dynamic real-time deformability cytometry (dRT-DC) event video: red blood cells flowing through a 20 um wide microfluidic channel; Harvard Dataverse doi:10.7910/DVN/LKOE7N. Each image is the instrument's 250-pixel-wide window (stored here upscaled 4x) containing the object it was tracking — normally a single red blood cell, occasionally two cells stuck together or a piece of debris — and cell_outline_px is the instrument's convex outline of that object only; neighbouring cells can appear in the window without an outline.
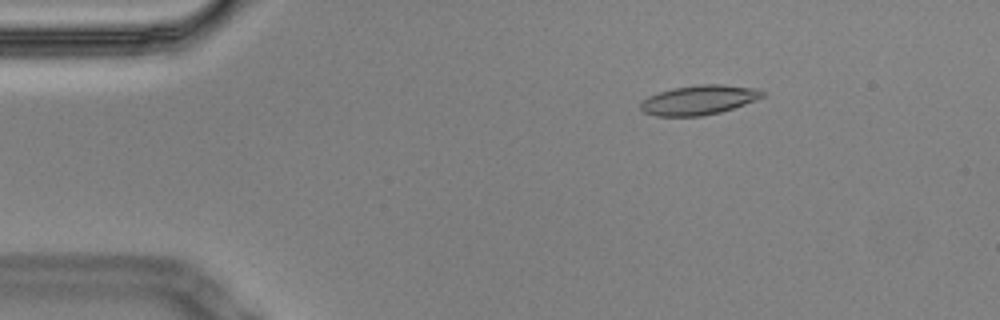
{"species": "Egyptian fruit bat (a non-hibernating species)", "species_latin": "Rousettus aegyptiacus", "temperature_condition": "cold", "stored_images_in_passage": 4, "camera_frame_rate_fps": 3000, "um_per_image_px": 0.085, "animal": {"sex": "male"}, "frame": {"image": 1, "passage_image": 2, "time_ms": 0.333, "image_size_px": [1000, 320], "cell_outline_px": [[764, 96], [756, 100], [720, 112], [700, 116], [656, 116], [644, 112], [640, 108], [640, 104], [648, 96], [672, 88], [700, 84], [724, 84], [760, 88], [764, 92]], "centroid_in_image_um": [59.44, 8.48], "position_along_channel_um": 25.6, "area_um2": 20.98}}